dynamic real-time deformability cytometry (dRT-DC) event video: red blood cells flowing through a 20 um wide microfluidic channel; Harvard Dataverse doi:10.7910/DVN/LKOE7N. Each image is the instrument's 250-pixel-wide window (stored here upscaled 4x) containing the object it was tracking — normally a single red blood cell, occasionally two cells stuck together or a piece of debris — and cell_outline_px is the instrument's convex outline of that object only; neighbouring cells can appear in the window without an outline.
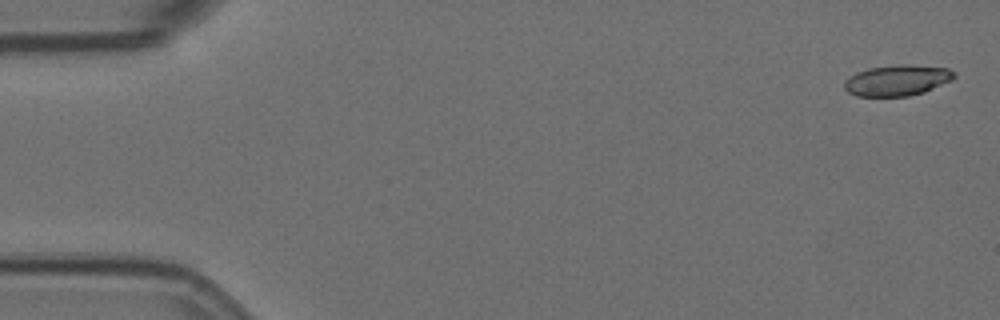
{"species": "Egyptian fruit bat (a non-hibernating species)", "species_latin": "Rousettus aegyptiacus", "temperature_condition": "room temperature", "stored_images_in_passage": 11, "camera_frame_rate_fps": 3000, "um_per_image_px": 0.085, "animal": {"sex": "female"}, "frame": {"image": 1, "passage_image": 1, "time_ms": 0.0, "image_size_px": [1000, 320], "cell_outline_px": [[956, 76], [952, 80], [924, 92], [908, 96], [856, 96], [848, 92], [844, 88], [844, 80], [856, 72], [868, 68], [900, 64], [908, 64], [948, 68], [956, 72]], "centroid_in_image_um": [76.26, 6.82], "position_along_channel_um": 8.7, "area_um2": 19.88}}
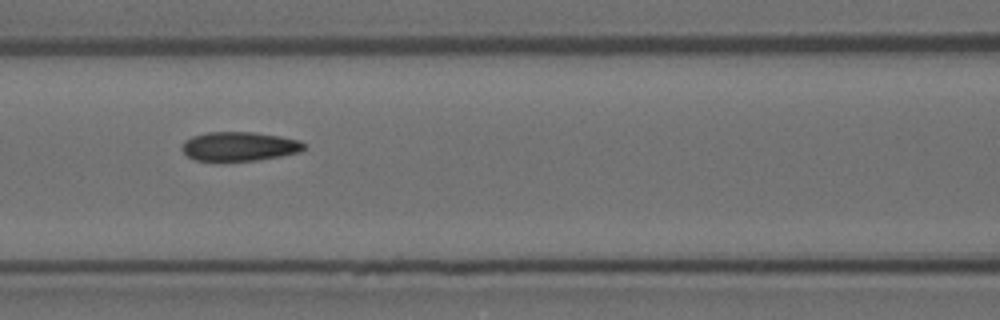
{"frame": {"image": 2, "passage_image": 7, "time_ms": 2.0, "image_size_px": [1000, 320], "cell_outline_px": [[304, 148], [300, 152], [280, 156], [256, 160], [196, 160], [188, 156], [180, 148], [184, 140], [192, 136], [208, 132], [252, 132], [280, 136], [300, 140], [304, 144]], "centroid_in_image_um": [20.33, 12.43], "position_along_channel_um": 146.3, "area_um2": 20.52}}
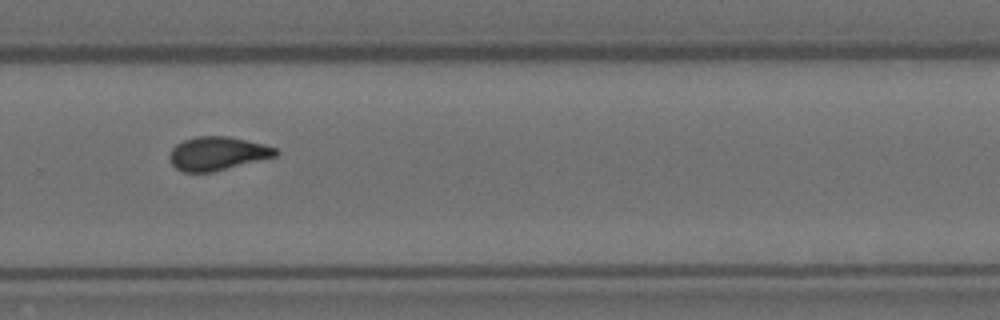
{"frame": {"image": 3, "passage_image": 11, "time_ms": 3.333, "image_size_px": [1000, 320], "cell_outline_px": [[280, 152], [276, 156], [212, 172], [184, 172], [176, 168], [172, 164], [168, 156], [168, 152], [176, 144], [184, 140], [196, 136], [228, 136], [264, 144], [276, 148]], "centroid_in_image_um": [18.46, 13.04], "position_along_channel_um": 311.3, "area_um2": 20.75}}